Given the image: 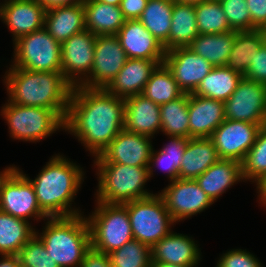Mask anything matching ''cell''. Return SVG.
<instances>
[{
  "mask_svg": "<svg viewBox=\"0 0 266 267\" xmlns=\"http://www.w3.org/2000/svg\"><path fill=\"white\" fill-rule=\"evenodd\" d=\"M124 98L105 88L74 86L64 130L96 157L124 129Z\"/></svg>",
  "mask_w": 266,
  "mask_h": 267,
  "instance_id": "6da1fadb",
  "label": "cell"
},
{
  "mask_svg": "<svg viewBox=\"0 0 266 267\" xmlns=\"http://www.w3.org/2000/svg\"><path fill=\"white\" fill-rule=\"evenodd\" d=\"M4 76V85L11 103L52 109L65 120L74 86L62 72L9 67Z\"/></svg>",
  "mask_w": 266,
  "mask_h": 267,
  "instance_id": "7a4b0ae2",
  "label": "cell"
},
{
  "mask_svg": "<svg viewBox=\"0 0 266 267\" xmlns=\"http://www.w3.org/2000/svg\"><path fill=\"white\" fill-rule=\"evenodd\" d=\"M64 155L55 154L44 165L35 179H30L41 210L49 217H70L82 214L72 207L81 184L84 171ZM83 181V182H82Z\"/></svg>",
  "mask_w": 266,
  "mask_h": 267,
  "instance_id": "3957f363",
  "label": "cell"
},
{
  "mask_svg": "<svg viewBox=\"0 0 266 267\" xmlns=\"http://www.w3.org/2000/svg\"><path fill=\"white\" fill-rule=\"evenodd\" d=\"M42 240L47 253L60 267H80L85 254L91 249V235L87 218L83 215L47 218Z\"/></svg>",
  "mask_w": 266,
  "mask_h": 267,
  "instance_id": "277c9868",
  "label": "cell"
},
{
  "mask_svg": "<svg viewBox=\"0 0 266 267\" xmlns=\"http://www.w3.org/2000/svg\"><path fill=\"white\" fill-rule=\"evenodd\" d=\"M97 166V167H95ZM97 168V200L109 204H125L153 195L145 188L150 180L148 167L120 163H94Z\"/></svg>",
  "mask_w": 266,
  "mask_h": 267,
  "instance_id": "5b68a950",
  "label": "cell"
},
{
  "mask_svg": "<svg viewBox=\"0 0 266 267\" xmlns=\"http://www.w3.org/2000/svg\"><path fill=\"white\" fill-rule=\"evenodd\" d=\"M95 210L87 218L91 248L110 254L134 239L125 204L96 201Z\"/></svg>",
  "mask_w": 266,
  "mask_h": 267,
  "instance_id": "8992f818",
  "label": "cell"
},
{
  "mask_svg": "<svg viewBox=\"0 0 266 267\" xmlns=\"http://www.w3.org/2000/svg\"><path fill=\"white\" fill-rule=\"evenodd\" d=\"M1 108V116L13 139L36 143L60 129L64 130L65 120L55 110L17 105L9 100Z\"/></svg>",
  "mask_w": 266,
  "mask_h": 267,
  "instance_id": "52a82bcc",
  "label": "cell"
},
{
  "mask_svg": "<svg viewBox=\"0 0 266 267\" xmlns=\"http://www.w3.org/2000/svg\"><path fill=\"white\" fill-rule=\"evenodd\" d=\"M134 240L152 248L172 230L176 223L157 193L125 203Z\"/></svg>",
  "mask_w": 266,
  "mask_h": 267,
  "instance_id": "ba28073f",
  "label": "cell"
},
{
  "mask_svg": "<svg viewBox=\"0 0 266 267\" xmlns=\"http://www.w3.org/2000/svg\"><path fill=\"white\" fill-rule=\"evenodd\" d=\"M14 55L10 67L30 71L62 72L61 44L43 27L13 42Z\"/></svg>",
  "mask_w": 266,
  "mask_h": 267,
  "instance_id": "9c48e42d",
  "label": "cell"
},
{
  "mask_svg": "<svg viewBox=\"0 0 266 267\" xmlns=\"http://www.w3.org/2000/svg\"><path fill=\"white\" fill-rule=\"evenodd\" d=\"M0 211L27 220L49 218L40 208L34 187L24 172L12 165L0 178Z\"/></svg>",
  "mask_w": 266,
  "mask_h": 267,
  "instance_id": "30bf717a",
  "label": "cell"
},
{
  "mask_svg": "<svg viewBox=\"0 0 266 267\" xmlns=\"http://www.w3.org/2000/svg\"><path fill=\"white\" fill-rule=\"evenodd\" d=\"M158 194L176 223L200 214L214 203L195 180L189 179L178 178Z\"/></svg>",
  "mask_w": 266,
  "mask_h": 267,
  "instance_id": "8fae6325",
  "label": "cell"
},
{
  "mask_svg": "<svg viewBox=\"0 0 266 267\" xmlns=\"http://www.w3.org/2000/svg\"><path fill=\"white\" fill-rule=\"evenodd\" d=\"M127 60V54L116 35H97L91 73L79 86L106 88Z\"/></svg>",
  "mask_w": 266,
  "mask_h": 267,
  "instance_id": "7c38bea8",
  "label": "cell"
},
{
  "mask_svg": "<svg viewBox=\"0 0 266 267\" xmlns=\"http://www.w3.org/2000/svg\"><path fill=\"white\" fill-rule=\"evenodd\" d=\"M95 42L96 35L85 29L61 44L62 74L73 86H79L90 75Z\"/></svg>",
  "mask_w": 266,
  "mask_h": 267,
  "instance_id": "4fadbf2b",
  "label": "cell"
},
{
  "mask_svg": "<svg viewBox=\"0 0 266 267\" xmlns=\"http://www.w3.org/2000/svg\"><path fill=\"white\" fill-rule=\"evenodd\" d=\"M225 103V119L264 124L266 85L242 78Z\"/></svg>",
  "mask_w": 266,
  "mask_h": 267,
  "instance_id": "5bb4252c",
  "label": "cell"
},
{
  "mask_svg": "<svg viewBox=\"0 0 266 267\" xmlns=\"http://www.w3.org/2000/svg\"><path fill=\"white\" fill-rule=\"evenodd\" d=\"M263 125L225 119L210 137L219 158L233 159L241 163L254 145Z\"/></svg>",
  "mask_w": 266,
  "mask_h": 267,
  "instance_id": "9a60e30c",
  "label": "cell"
},
{
  "mask_svg": "<svg viewBox=\"0 0 266 267\" xmlns=\"http://www.w3.org/2000/svg\"><path fill=\"white\" fill-rule=\"evenodd\" d=\"M152 137L121 130L94 163H120L128 166L148 167Z\"/></svg>",
  "mask_w": 266,
  "mask_h": 267,
  "instance_id": "2e32d148",
  "label": "cell"
},
{
  "mask_svg": "<svg viewBox=\"0 0 266 267\" xmlns=\"http://www.w3.org/2000/svg\"><path fill=\"white\" fill-rule=\"evenodd\" d=\"M184 93H193L203 78L213 69L209 61L189 47L165 52L164 62Z\"/></svg>",
  "mask_w": 266,
  "mask_h": 267,
  "instance_id": "e0dca14e",
  "label": "cell"
},
{
  "mask_svg": "<svg viewBox=\"0 0 266 267\" xmlns=\"http://www.w3.org/2000/svg\"><path fill=\"white\" fill-rule=\"evenodd\" d=\"M0 3V20L13 36V42L23 35L44 27L46 9L38 0H4Z\"/></svg>",
  "mask_w": 266,
  "mask_h": 267,
  "instance_id": "ac0fdd59",
  "label": "cell"
},
{
  "mask_svg": "<svg viewBox=\"0 0 266 267\" xmlns=\"http://www.w3.org/2000/svg\"><path fill=\"white\" fill-rule=\"evenodd\" d=\"M128 58L155 60L163 64V45L138 20H126L116 34Z\"/></svg>",
  "mask_w": 266,
  "mask_h": 267,
  "instance_id": "d6986e66",
  "label": "cell"
},
{
  "mask_svg": "<svg viewBox=\"0 0 266 267\" xmlns=\"http://www.w3.org/2000/svg\"><path fill=\"white\" fill-rule=\"evenodd\" d=\"M189 138H210L225 121V103L189 93Z\"/></svg>",
  "mask_w": 266,
  "mask_h": 267,
  "instance_id": "ffe728a7",
  "label": "cell"
},
{
  "mask_svg": "<svg viewBox=\"0 0 266 267\" xmlns=\"http://www.w3.org/2000/svg\"><path fill=\"white\" fill-rule=\"evenodd\" d=\"M193 239L171 231L151 248V262L197 267L202 259L201 250Z\"/></svg>",
  "mask_w": 266,
  "mask_h": 267,
  "instance_id": "44dd1931",
  "label": "cell"
},
{
  "mask_svg": "<svg viewBox=\"0 0 266 267\" xmlns=\"http://www.w3.org/2000/svg\"><path fill=\"white\" fill-rule=\"evenodd\" d=\"M124 129L154 138L161 131L160 105L142 94L124 99Z\"/></svg>",
  "mask_w": 266,
  "mask_h": 267,
  "instance_id": "7402d4cb",
  "label": "cell"
},
{
  "mask_svg": "<svg viewBox=\"0 0 266 267\" xmlns=\"http://www.w3.org/2000/svg\"><path fill=\"white\" fill-rule=\"evenodd\" d=\"M158 65L155 60L128 58L122 69L105 89L124 99L141 94Z\"/></svg>",
  "mask_w": 266,
  "mask_h": 267,
  "instance_id": "603a6c76",
  "label": "cell"
},
{
  "mask_svg": "<svg viewBox=\"0 0 266 267\" xmlns=\"http://www.w3.org/2000/svg\"><path fill=\"white\" fill-rule=\"evenodd\" d=\"M44 28L60 44L86 29L83 3L55 6L45 12Z\"/></svg>",
  "mask_w": 266,
  "mask_h": 267,
  "instance_id": "cb8c5ba5",
  "label": "cell"
},
{
  "mask_svg": "<svg viewBox=\"0 0 266 267\" xmlns=\"http://www.w3.org/2000/svg\"><path fill=\"white\" fill-rule=\"evenodd\" d=\"M242 180L244 182L242 164L233 159H219L195 179L213 202Z\"/></svg>",
  "mask_w": 266,
  "mask_h": 267,
  "instance_id": "d4e9b609",
  "label": "cell"
},
{
  "mask_svg": "<svg viewBox=\"0 0 266 267\" xmlns=\"http://www.w3.org/2000/svg\"><path fill=\"white\" fill-rule=\"evenodd\" d=\"M219 159L210 138H189L180 165L179 179L195 180Z\"/></svg>",
  "mask_w": 266,
  "mask_h": 267,
  "instance_id": "484cf974",
  "label": "cell"
},
{
  "mask_svg": "<svg viewBox=\"0 0 266 267\" xmlns=\"http://www.w3.org/2000/svg\"><path fill=\"white\" fill-rule=\"evenodd\" d=\"M85 27L94 35H116L126 19L120 6L97 0H84Z\"/></svg>",
  "mask_w": 266,
  "mask_h": 267,
  "instance_id": "4316f807",
  "label": "cell"
},
{
  "mask_svg": "<svg viewBox=\"0 0 266 267\" xmlns=\"http://www.w3.org/2000/svg\"><path fill=\"white\" fill-rule=\"evenodd\" d=\"M198 34L195 6L173 1L169 38L163 46L165 52L178 47H189Z\"/></svg>",
  "mask_w": 266,
  "mask_h": 267,
  "instance_id": "83f0119b",
  "label": "cell"
},
{
  "mask_svg": "<svg viewBox=\"0 0 266 267\" xmlns=\"http://www.w3.org/2000/svg\"><path fill=\"white\" fill-rule=\"evenodd\" d=\"M242 78V74L227 66L213 67L193 94L225 102L235 91Z\"/></svg>",
  "mask_w": 266,
  "mask_h": 267,
  "instance_id": "f1b7e54d",
  "label": "cell"
},
{
  "mask_svg": "<svg viewBox=\"0 0 266 267\" xmlns=\"http://www.w3.org/2000/svg\"><path fill=\"white\" fill-rule=\"evenodd\" d=\"M235 34L236 30L219 34H198L189 48L209 61L213 67L226 66Z\"/></svg>",
  "mask_w": 266,
  "mask_h": 267,
  "instance_id": "f546056e",
  "label": "cell"
},
{
  "mask_svg": "<svg viewBox=\"0 0 266 267\" xmlns=\"http://www.w3.org/2000/svg\"><path fill=\"white\" fill-rule=\"evenodd\" d=\"M35 230L27 220L0 211V255H17Z\"/></svg>",
  "mask_w": 266,
  "mask_h": 267,
  "instance_id": "4dcf8cb0",
  "label": "cell"
},
{
  "mask_svg": "<svg viewBox=\"0 0 266 267\" xmlns=\"http://www.w3.org/2000/svg\"><path fill=\"white\" fill-rule=\"evenodd\" d=\"M169 143L165 144L159 151L154 148L148 164L149 177H153V169L156 166L165 171L170 182L179 178L181 161L189 138L181 136H167ZM152 165V166H151ZM154 166V167H153Z\"/></svg>",
  "mask_w": 266,
  "mask_h": 267,
  "instance_id": "1f68e13d",
  "label": "cell"
},
{
  "mask_svg": "<svg viewBox=\"0 0 266 267\" xmlns=\"http://www.w3.org/2000/svg\"><path fill=\"white\" fill-rule=\"evenodd\" d=\"M173 0H148L138 20L164 46L169 38Z\"/></svg>",
  "mask_w": 266,
  "mask_h": 267,
  "instance_id": "d6a6232c",
  "label": "cell"
},
{
  "mask_svg": "<svg viewBox=\"0 0 266 267\" xmlns=\"http://www.w3.org/2000/svg\"><path fill=\"white\" fill-rule=\"evenodd\" d=\"M262 45L263 37L259 29L236 31L235 40L226 66L244 75L251 60Z\"/></svg>",
  "mask_w": 266,
  "mask_h": 267,
  "instance_id": "836d02e7",
  "label": "cell"
},
{
  "mask_svg": "<svg viewBox=\"0 0 266 267\" xmlns=\"http://www.w3.org/2000/svg\"><path fill=\"white\" fill-rule=\"evenodd\" d=\"M141 94L155 104L162 105L181 97L184 91L177 84L172 72L163 63L152 72Z\"/></svg>",
  "mask_w": 266,
  "mask_h": 267,
  "instance_id": "e575fe53",
  "label": "cell"
},
{
  "mask_svg": "<svg viewBox=\"0 0 266 267\" xmlns=\"http://www.w3.org/2000/svg\"><path fill=\"white\" fill-rule=\"evenodd\" d=\"M189 93L160 105L161 132L167 136L189 138Z\"/></svg>",
  "mask_w": 266,
  "mask_h": 267,
  "instance_id": "d590c367",
  "label": "cell"
},
{
  "mask_svg": "<svg viewBox=\"0 0 266 267\" xmlns=\"http://www.w3.org/2000/svg\"><path fill=\"white\" fill-rule=\"evenodd\" d=\"M241 164L244 181L251 180L257 188L266 179V125L259 129L254 145Z\"/></svg>",
  "mask_w": 266,
  "mask_h": 267,
  "instance_id": "8d00e7d4",
  "label": "cell"
},
{
  "mask_svg": "<svg viewBox=\"0 0 266 267\" xmlns=\"http://www.w3.org/2000/svg\"><path fill=\"white\" fill-rule=\"evenodd\" d=\"M194 6L199 34H219L232 30L219 1L206 0Z\"/></svg>",
  "mask_w": 266,
  "mask_h": 267,
  "instance_id": "74e56055",
  "label": "cell"
},
{
  "mask_svg": "<svg viewBox=\"0 0 266 267\" xmlns=\"http://www.w3.org/2000/svg\"><path fill=\"white\" fill-rule=\"evenodd\" d=\"M108 256L112 267H151V248L134 239Z\"/></svg>",
  "mask_w": 266,
  "mask_h": 267,
  "instance_id": "f35d334b",
  "label": "cell"
},
{
  "mask_svg": "<svg viewBox=\"0 0 266 267\" xmlns=\"http://www.w3.org/2000/svg\"><path fill=\"white\" fill-rule=\"evenodd\" d=\"M17 257L21 267H60L36 234L21 248Z\"/></svg>",
  "mask_w": 266,
  "mask_h": 267,
  "instance_id": "ab89813d",
  "label": "cell"
},
{
  "mask_svg": "<svg viewBox=\"0 0 266 267\" xmlns=\"http://www.w3.org/2000/svg\"><path fill=\"white\" fill-rule=\"evenodd\" d=\"M220 3L232 30L252 31V18L246 0H221Z\"/></svg>",
  "mask_w": 266,
  "mask_h": 267,
  "instance_id": "60d3db41",
  "label": "cell"
},
{
  "mask_svg": "<svg viewBox=\"0 0 266 267\" xmlns=\"http://www.w3.org/2000/svg\"><path fill=\"white\" fill-rule=\"evenodd\" d=\"M249 251L231 249L220 256L215 267H262L263 264Z\"/></svg>",
  "mask_w": 266,
  "mask_h": 267,
  "instance_id": "b9f144b4",
  "label": "cell"
},
{
  "mask_svg": "<svg viewBox=\"0 0 266 267\" xmlns=\"http://www.w3.org/2000/svg\"><path fill=\"white\" fill-rule=\"evenodd\" d=\"M243 78L266 85V45L258 49Z\"/></svg>",
  "mask_w": 266,
  "mask_h": 267,
  "instance_id": "7bdbcfd3",
  "label": "cell"
},
{
  "mask_svg": "<svg viewBox=\"0 0 266 267\" xmlns=\"http://www.w3.org/2000/svg\"><path fill=\"white\" fill-rule=\"evenodd\" d=\"M252 18V30L266 25V0H246Z\"/></svg>",
  "mask_w": 266,
  "mask_h": 267,
  "instance_id": "ee69618b",
  "label": "cell"
},
{
  "mask_svg": "<svg viewBox=\"0 0 266 267\" xmlns=\"http://www.w3.org/2000/svg\"><path fill=\"white\" fill-rule=\"evenodd\" d=\"M148 0H121L120 8L126 20L138 19Z\"/></svg>",
  "mask_w": 266,
  "mask_h": 267,
  "instance_id": "f6af8a7d",
  "label": "cell"
},
{
  "mask_svg": "<svg viewBox=\"0 0 266 267\" xmlns=\"http://www.w3.org/2000/svg\"><path fill=\"white\" fill-rule=\"evenodd\" d=\"M80 267H112L109 256L105 253L90 249L80 264Z\"/></svg>",
  "mask_w": 266,
  "mask_h": 267,
  "instance_id": "bcb514c9",
  "label": "cell"
},
{
  "mask_svg": "<svg viewBox=\"0 0 266 267\" xmlns=\"http://www.w3.org/2000/svg\"><path fill=\"white\" fill-rule=\"evenodd\" d=\"M45 9H49L55 6H66V5H73V4H80L83 3L84 0H38Z\"/></svg>",
  "mask_w": 266,
  "mask_h": 267,
  "instance_id": "7dc6e473",
  "label": "cell"
},
{
  "mask_svg": "<svg viewBox=\"0 0 266 267\" xmlns=\"http://www.w3.org/2000/svg\"><path fill=\"white\" fill-rule=\"evenodd\" d=\"M0 267H21L17 255H1Z\"/></svg>",
  "mask_w": 266,
  "mask_h": 267,
  "instance_id": "c3c4849f",
  "label": "cell"
},
{
  "mask_svg": "<svg viewBox=\"0 0 266 267\" xmlns=\"http://www.w3.org/2000/svg\"><path fill=\"white\" fill-rule=\"evenodd\" d=\"M258 197H259V203L263 204L266 201V179L256 188Z\"/></svg>",
  "mask_w": 266,
  "mask_h": 267,
  "instance_id": "681fc988",
  "label": "cell"
},
{
  "mask_svg": "<svg viewBox=\"0 0 266 267\" xmlns=\"http://www.w3.org/2000/svg\"><path fill=\"white\" fill-rule=\"evenodd\" d=\"M151 267H186V266L173 265L171 263H163V262H151Z\"/></svg>",
  "mask_w": 266,
  "mask_h": 267,
  "instance_id": "f907efd6",
  "label": "cell"
},
{
  "mask_svg": "<svg viewBox=\"0 0 266 267\" xmlns=\"http://www.w3.org/2000/svg\"><path fill=\"white\" fill-rule=\"evenodd\" d=\"M175 2H180V3H187V4H191V5H196L199 4L201 2H204L206 0H173Z\"/></svg>",
  "mask_w": 266,
  "mask_h": 267,
  "instance_id": "816d5d0a",
  "label": "cell"
},
{
  "mask_svg": "<svg viewBox=\"0 0 266 267\" xmlns=\"http://www.w3.org/2000/svg\"><path fill=\"white\" fill-rule=\"evenodd\" d=\"M97 1L109 4V5H113V6H120L121 4V0H97Z\"/></svg>",
  "mask_w": 266,
  "mask_h": 267,
  "instance_id": "f5cc1de1",
  "label": "cell"
},
{
  "mask_svg": "<svg viewBox=\"0 0 266 267\" xmlns=\"http://www.w3.org/2000/svg\"><path fill=\"white\" fill-rule=\"evenodd\" d=\"M259 31L263 37V44L266 45V25L259 28Z\"/></svg>",
  "mask_w": 266,
  "mask_h": 267,
  "instance_id": "db71d44e",
  "label": "cell"
},
{
  "mask_svg": "<svg viewBox=\"0 0 266 267\" xmlns=\"http://www.w3.org/2000/svg\"><path fill=\"white\" fill-rule=\"evenodd\" d=\"M10 167H11V165L8 166L7 168H5L2 172H0V178L3 176V174H4Z\"/></svg>",
  "mask_w": 266,
  "mask_h": 267,
  "instance_id": "11a10c76",
  "label": "cell"
}]
</instances>
